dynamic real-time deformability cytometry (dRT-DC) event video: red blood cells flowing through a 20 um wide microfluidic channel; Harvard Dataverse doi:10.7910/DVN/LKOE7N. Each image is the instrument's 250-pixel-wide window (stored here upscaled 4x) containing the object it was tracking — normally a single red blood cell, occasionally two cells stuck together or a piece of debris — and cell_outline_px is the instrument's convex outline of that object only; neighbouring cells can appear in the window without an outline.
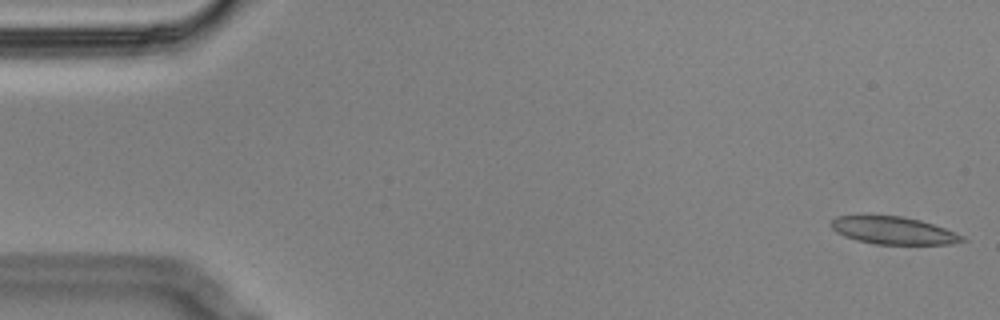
{"species": "Egyptian fruit bat (a non-hibernating species)", "species_latin": "Rousettus aegyptiacus", "temperature_condition": "cold", "stored_images_in_passage": 11, "camera_frame_rate_fps": 3000, "um_per_image_px": 0.085, "animal": {"sex": "male"}, "frame": {"image": 1, "passage_image": 1, "time_ms": 0.0, "image_size_px": [1000, 320], "cell_outline_px": [[964, 240], [948, 244], [876, 244], [856, 240], [844, 236], [836, 232], [832, 228], [832, 220], [836, 216], [900, 216], [920, 220], [944, 228], [960, 236]], "centroid_in_image_um": [75.87, 19.59], "position_along_channel_um": 9.1, "area_um2": 20.46}}